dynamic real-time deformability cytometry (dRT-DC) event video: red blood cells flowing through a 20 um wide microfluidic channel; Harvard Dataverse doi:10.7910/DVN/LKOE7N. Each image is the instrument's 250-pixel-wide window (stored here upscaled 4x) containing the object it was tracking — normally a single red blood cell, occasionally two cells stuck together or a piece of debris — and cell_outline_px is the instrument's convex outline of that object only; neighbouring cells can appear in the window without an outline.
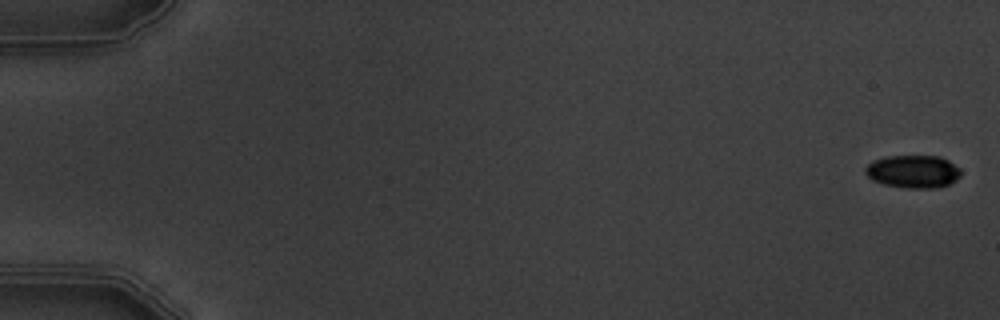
{"species": "common noctule bat (a hibernating species)", "species_latin": "Nyctalus noctula", "temperature_condition": "warm", "stored_images_in_passage": 5, "camera_frame_rate_fps": 3000, "um_per_image_px": 0.085, "animal": {"sex": "male", "body_mass_g": 19.5, "forearm_length_mm": 54.6}, "frame": {"image": 1, "passage_image": 1, "time_ms": 0.0, "image_size_px": [1000, 320], "cell_outline_px": [[960, 176], [956, 180], [948, 184], [936, 188], [908, 188], [884, 184], [872, 180], [864, 172], [864, 168], [872, 160], [888, 156], [940, 156], [948, 160], [960, 168]], "centroid_in_image_um": [77.6, 14.57], "position_along_channel_um": 7.4, "area_um2": 18.32}}
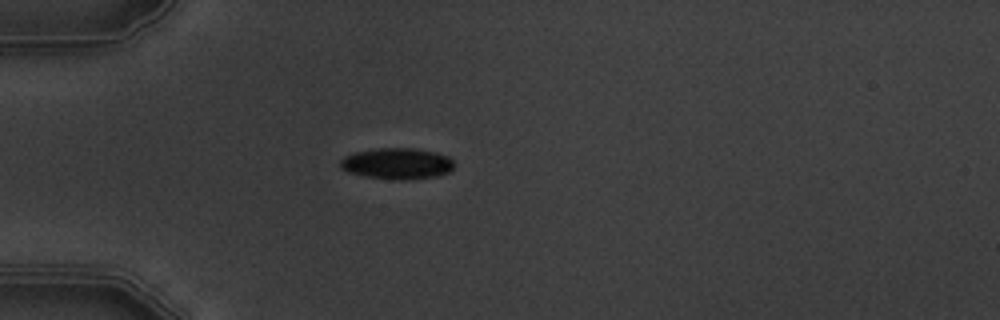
{"frame": {"image": 2, "passage_image": 5, "time_ms": 5.333, "image_size_px": [1000, 320], "cell_outline_px": [[452, 168], [448, 172], [436, 176], [408, 180], [396, 180], [364, 176], [348, 172], [340, 168], [340, 160], [344, 156], [356, 152], [376, 148], [416, 148], [436, 152], [448, 156], [452, 160]], "centroid_in_image_um": [33.73, 13.9], "position_along_channel_um": 51.3, "area_um2": 20.75}}